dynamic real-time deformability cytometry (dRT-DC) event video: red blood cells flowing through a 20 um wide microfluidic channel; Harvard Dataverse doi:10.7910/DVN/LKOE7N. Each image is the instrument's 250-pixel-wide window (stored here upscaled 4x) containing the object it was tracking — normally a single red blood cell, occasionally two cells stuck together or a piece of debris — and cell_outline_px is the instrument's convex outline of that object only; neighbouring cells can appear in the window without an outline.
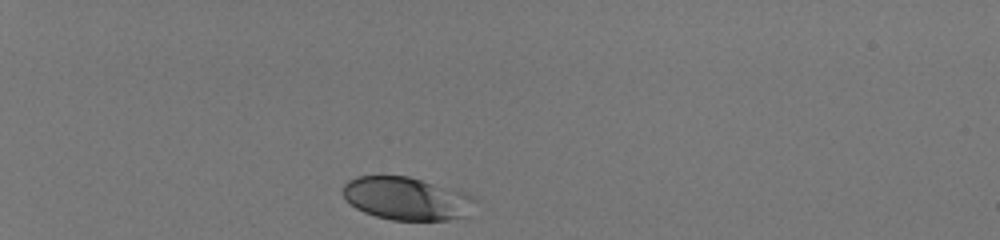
{"species": "human", "species_latin": "Homo sapiens", "temperature_condition": "room temperature", "stored_images_in_passage": 34, "camera_frame_rate_fps": 3000, "um_per_image_px": 0.085, "donor": {"sex": "male"}, "frame": {"image": 1, "passage_image": 1, "time_ms": 0.0, "image_size_px": [1000, 240], "cell_outline_px": [[476, 200], [468, 216], [448, 220], [392, 220], [376, 216], [364, 212], [356, 208], [340, 192], [340, 188], [348, 180], [356, 176], [408, 176], [464, 192], [472, 196]], "centroid_in_image_um": [34.54, 16.88], "position_along_channel_um": 50.5, "area_um2": 33.12}}
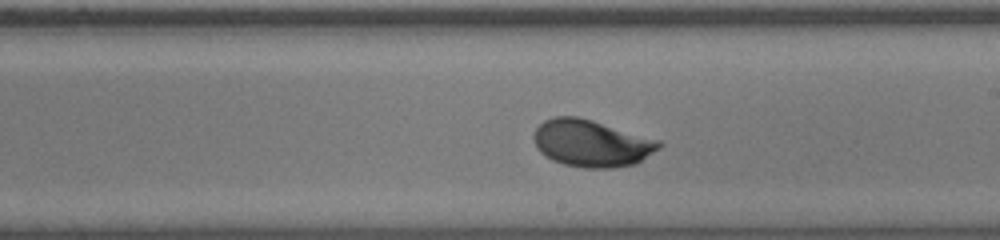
{"frame": {"image": 2, "passage_image": 20, "time_ms": 6.333, "image_size_px": [1000, 240], "cell_outline_px": [[664, 144], [660, 148], [636, 164], [612, 168], [584, 168], [564, 164], [552, 160], [540, 152], [536, 148], [532, 136], [536, 128], [544, 120], [552, 116], [576, 116], [592, 120], [660, 140]], "centroid_in_image_um": [50.27, 12.18], "position_along_channel_um": 238.7, "area_um2": 34.51}}
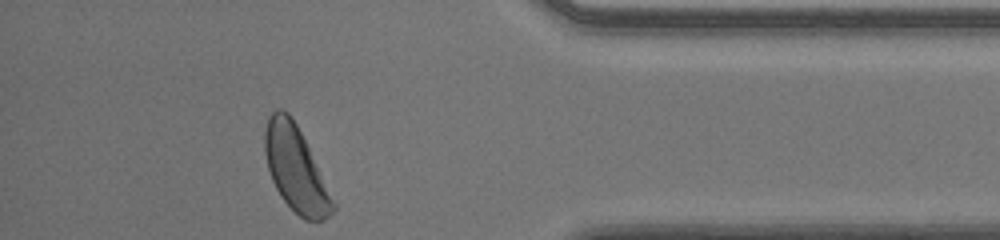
{"frame": {"image": 3, "passage_image": 34, "time_ms": 11.0, "image_size_px": [1000, 240], "cell_outline_px": [[336, 208], [324, 220], [304, 220], [280, 196], [272, 180], [268, 168], [264, 152], [264, 132], [268, 116], [276, 108], [280, 108], [288, 112], [292, 116], [336, 204]], "centroid_in_image_um": [25.1, 14.33], "position_along_channel_um": 410.1, "area_um2": 33.23}, "authors_computed_cell_mechanics": {"area_um2": 32.946, "velocity_mm_per_s": 4.0114, "shape_relaxation_time_tau1_ms": 2.7231, "shape_relaxation_time_tau2_ms": null, "deformation_change_tau1": 0.1261, "deformation_change_tau2": null}}